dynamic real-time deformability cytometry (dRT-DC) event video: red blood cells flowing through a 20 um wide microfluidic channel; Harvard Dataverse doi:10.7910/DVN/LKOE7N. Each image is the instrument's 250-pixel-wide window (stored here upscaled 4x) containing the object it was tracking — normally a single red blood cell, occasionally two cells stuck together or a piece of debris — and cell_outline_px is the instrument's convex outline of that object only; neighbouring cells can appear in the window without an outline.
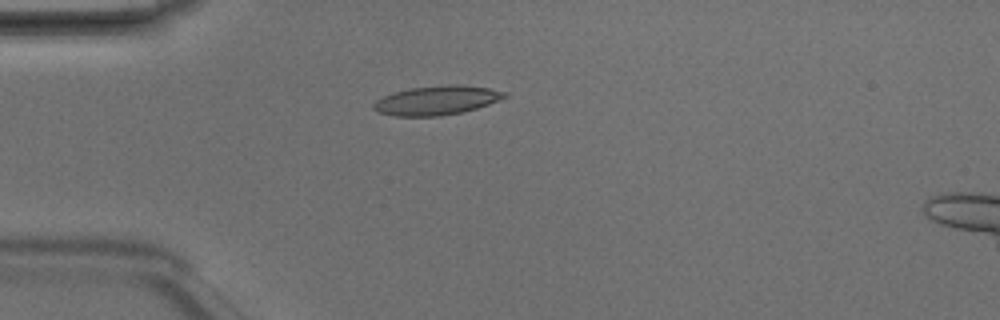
{"species": "Egyptian fruit bat (a non-hibernating species)", "species_latin": "Rousettus aegyptiacus", "temperature_condition": "room temperature", "stored_images_in_passage": 4, "camera_frame_rate_fps": 3000, "um_per_image_px": 0.085, "animal": {"sex": "male"}, "frame": {"image": 1, "passage_image": 4, "time_ms": 1.0, "image_size_px": [1000, 320], "cell_outline_px": [[508, 96], [488, 104], [476, 108], [460, 112], [440, 116], [392, 116], [376, 112], [372, 108], [372, 104], [376, 100], [392, 92], [412, 88], [456, 84], [488, 88], [508, 92]], "centroid_in_image_um": [37.08, 8.54], "position_along_channel_um": 47.9, "area_um2": 22.14}}